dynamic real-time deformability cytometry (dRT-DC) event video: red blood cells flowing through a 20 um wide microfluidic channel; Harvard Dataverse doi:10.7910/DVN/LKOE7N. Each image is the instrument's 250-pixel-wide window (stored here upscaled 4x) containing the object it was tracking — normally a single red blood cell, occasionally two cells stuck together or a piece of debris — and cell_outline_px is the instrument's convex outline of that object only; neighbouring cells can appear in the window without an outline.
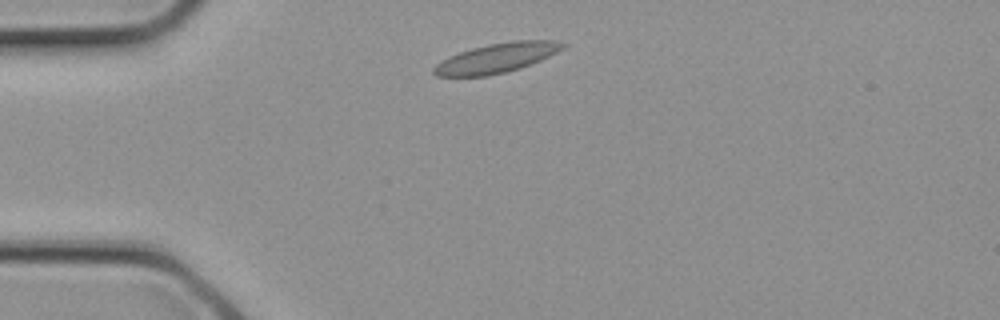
{"species": "common noctule bat (a hibernating species)", "species_latin": "Nyctalus noctula", "temperature_condition": "cold", "stored_images_in_passage": 1, "camera_frame_rate_fps": 3000, "um_per_image_px": 0.085, "animal": {"sex": "female", "body_mass_g": 21.9}, "frame": {"image": 1, "passage_image": 1, "time_ms": 0.0, "image_size_px": [1000, 320], "cell_outline_px": [[568, 44], [564, 48], [532, 64], [520, 68], [488, 76], [436, 76], [432, 72], [432, 68], [436, 64], [460, 52], [472, 48], [488, 44], [512, 40], [556, 40]], "centroid_in_image_um": [42.25, 4.92], "position_along_channel_um": 42.8, "area_um2": 22.08}}